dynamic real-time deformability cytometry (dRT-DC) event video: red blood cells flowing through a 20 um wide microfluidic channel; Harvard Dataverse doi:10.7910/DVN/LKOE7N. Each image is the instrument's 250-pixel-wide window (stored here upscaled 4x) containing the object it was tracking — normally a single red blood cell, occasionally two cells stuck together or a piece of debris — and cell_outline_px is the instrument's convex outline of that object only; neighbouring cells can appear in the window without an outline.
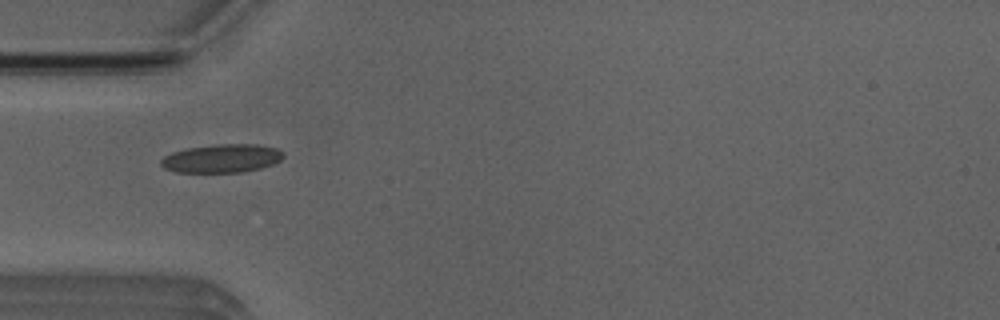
{"species": "Egyptian fruit bat (a non-hibernating species)", "species_latin": "Rousettus aegyptiacus", "temperature_condition": "room temperature", "stored_images_in_passage": 5, "camera_frame_rate_fps": 3000, "um_per_image_px": 0.085, "animal": {"sex": "male"}, "frame": {"image": 1, "passage_image": 5, "time_ms": 4.667, "image_size_px": [1000, 320], "cell_outline_px": [[284, 156], [280, 160], [272, 164], [260, 168], [240, 172], [176, 172], [164, 168], [160, 164], [160, 160], [164, 156], [172, 152], [188, 148], [216, 144], [256, 144], [276, 148], [284, 152]], "centroid_in_image_um": [18.84, 13.46], "position_along_channel_um": 66.2, "area_um2": 20.23}}